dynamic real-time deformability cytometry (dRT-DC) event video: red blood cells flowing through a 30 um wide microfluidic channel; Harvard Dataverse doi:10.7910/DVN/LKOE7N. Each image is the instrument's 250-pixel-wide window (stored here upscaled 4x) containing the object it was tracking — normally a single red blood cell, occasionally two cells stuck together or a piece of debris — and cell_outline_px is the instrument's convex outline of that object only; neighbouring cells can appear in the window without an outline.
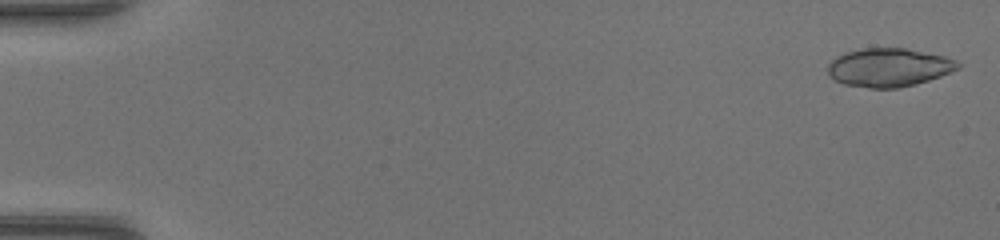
{"species": "common noctule bat (a hibernating species)", "species_latin": "Nyctalus noctula", "temperature_condition": "warm", "stored_images_in_passage": 48, "camera_frame_rate_fps": 3000, "um_per_image_px": 0.085, "animal": {"sex": "female", "body_mass_g": 17.0, "forearm_length_mm": 48.0}, "frame": {"image": 1, "passage_image": 2, "time_ms": 0.333, "image_size_px": [1000, 240], "cell_outline_px": [[960, 68], [952, 72], [916, 84], [896, 88], [868, 88], [844, 84], [836, 80], [828, 72], [828, 64], [836, 56], [844, 52], [860, 48], [904, 48], [944, 56], [956, 60], [960, 64]], "centroid_in_image_um": [75.55, 5.73], "position_along_channel_um": 9.4, "area_um2": 29.13}}
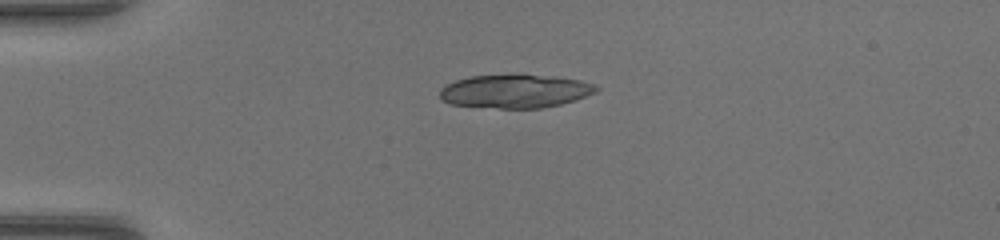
{"frame": {"image": 2, "passage_image": 13, "time_ms": 4.0, "image_size_px": [1000, 240], "cell_outline_px": [[600, 88], [596, 92], [576, 100], [560, 104], [540, 108], [500, 108], [448, 104], [440, 96], [440, 88], [456, 80], [472, 76], [552, 76], [580, 80], [596, 84]], "centroid_in_image_um": [43.82, 7.77], "position_along_channel_um": 41.2, "area_um2": 30.0}}